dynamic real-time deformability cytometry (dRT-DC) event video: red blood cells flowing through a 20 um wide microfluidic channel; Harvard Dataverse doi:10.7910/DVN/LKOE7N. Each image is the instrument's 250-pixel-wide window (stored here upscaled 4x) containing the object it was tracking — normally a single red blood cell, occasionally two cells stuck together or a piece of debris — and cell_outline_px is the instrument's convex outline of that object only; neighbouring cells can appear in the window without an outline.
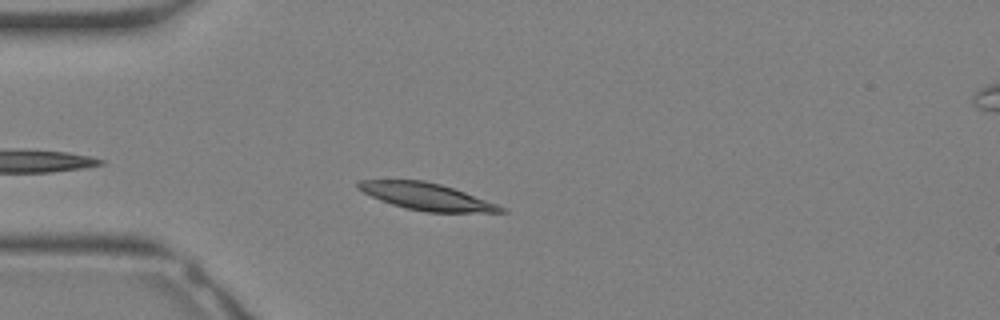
{"species": "Egyptian fruit bat (a non-hibernating species)", "species_latin": "Rousettus aegyptiacus", "temperature_condition": "warm", "stored_images_in_passage": 16, "camera_frame_rate_fps": 3000, "um_per_image_px": 0.085, "animal": {"sex": "female"}, "frame": {"image": 1, "passage_image": 3, "time_ms": 0.667, "image_size_px": [1000, 320], "cell_outline_px": [[508, 212], [424, 212], [404, 208], [380, 200], [356, 188], [356, 184], [360, 180], [424, 180], [440, 184], [464, 192], [496, 204], [504, 208]], "centroid_in_image_um": [36.21, 16.71], "position_along_channel_um": 48.8, "area_um2": 22.14}}
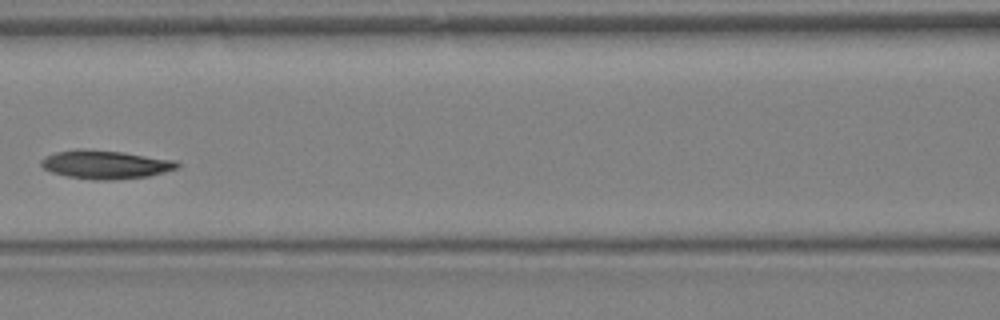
{"frame": {"image": 2, "passage_image": 9, "time_ms": 2.667, "image_size_px": [1000, 320], "cell_outline_px": [[180, 164], [176, 168], [164, 172], [148, 176], [108, 180], [92, 180], [68, 176], [52, 172], [44, 168], [40, 164], [40, 160], [44, 156], [56, 152], [76, 148], [84, 148], [124, 152], [176, 160]], "centroid_in_image_um": [8.93, 13.97], "position_along_channel_um": 157.7, "area_um2": 22.72}}
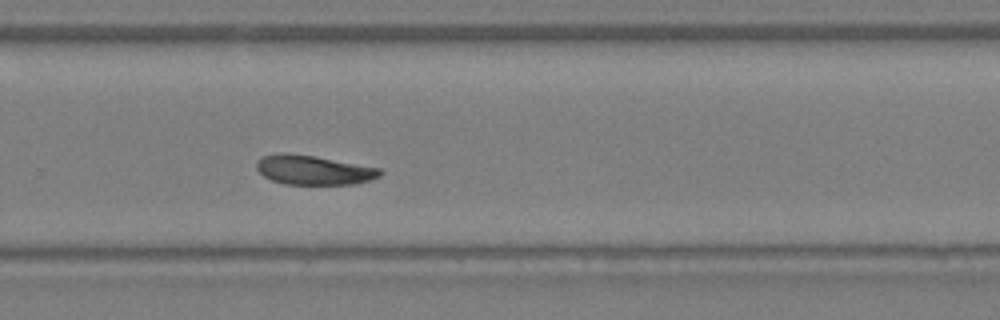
{"frame": {"image": 3, "passage_image": 16, "time_ms": 5.0, "image_size_px": [1000, 320], "cell_outline_px": [[384, 172], [380, 176], [372, 180], [356, 184], [284, 184], [272, 180], [264, 176], [256, 168], [256, 160], [264, 156], [280, 152], [288, 152], [316, 156], [380, 168]], "centroid_in_image_um": [26.67, 14.44], "position_along_channel_um": 303.1, "area_um2": 21.39}}